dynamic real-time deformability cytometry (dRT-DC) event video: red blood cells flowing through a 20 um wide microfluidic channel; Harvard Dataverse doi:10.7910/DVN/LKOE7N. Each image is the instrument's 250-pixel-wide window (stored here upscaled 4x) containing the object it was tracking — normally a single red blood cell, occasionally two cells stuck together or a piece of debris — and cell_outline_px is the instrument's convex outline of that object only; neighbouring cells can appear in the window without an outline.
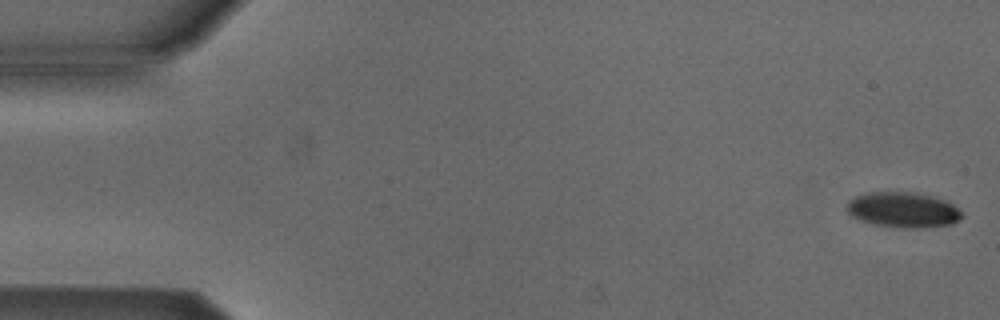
{"species": "Egyptian fruit bat (a non-hibernating species)", "species_latin": "Rousettus aegyptiacus", "temperature_condition": "cold", "stored_images_in_passage": 53, "camera_frame_rate_fps": 3000, "um_per_image_px": 0.085, "animal": {"sex": "male"}, "frame": {"image": 1, "passage_image": 1, "time_ms": 0.0, "image_size_px": [1000, 320], "cell_outline_px": [[964, 216], [952, 224], [916, 228], [904, 228], [876, 224], [860, 220], [852, 216], [848, 212], [848, 200], [864, 192], [916, 192], [936, 196], [952, 204]], "centroid_in_image_um": [76.76, 17.82], "position_along_channel_um": 8.2, "area_um2": 23.64}}
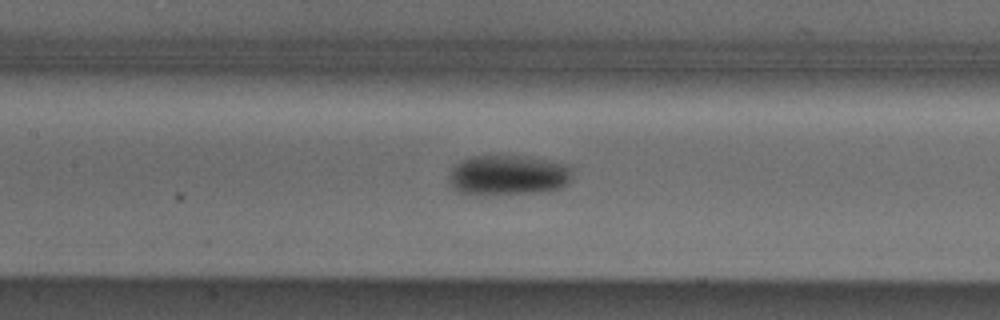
{"frame": {"image": 2, "passage_image": 24, "time_ms": 7.667, "image_size_px": [1000, 320], "cell_outline_px": [[572, 176], [568, 184], [564, 188], [536, 192], [476, 196], [456, 192], [452, 188], [448, 180], [448, 176], [452, 168], [460, 160], [468, 156], [524, 156], [548, 160], [568, 164], [572, 168]], "centroid_in_image_um": [43.16, 14.9], "position_along_channel_um": 164.2, "area_um2": 29.65}}
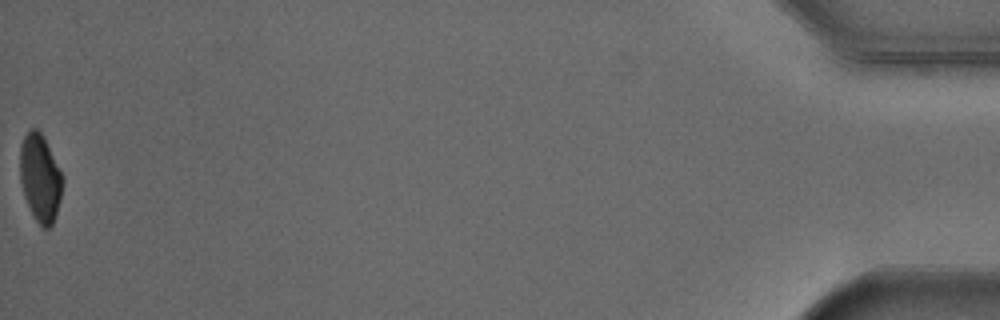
{"frame": {"image": 3, "passage_image": 53, "time_ms": 17.333, "image_size_px": [1000, 320], "cell_outline_px": [[64, 180], [60, 200], [52, 224], [48, 228], [40, 228], [24, 196], [20, 180], [20, 144], [24, 136], [32, 128], [36, 128], [44, 136], [64, 176]], "centroid_in_image_um": [3.42, 15.1], "position_along_channel_um": 431.8, "area_um2": 21.85}, "authors_computed_cell_mechanics": {"area_um2": 25.143, "velocity_mm_per_s": 3.8555, "shape_relaxation_time_tau1_ms": 2.6136, "shape_relaxation_time_tau2_ms": null, "deformation_change_tau1": 0.1059, "deformation_change_tau2": null}}